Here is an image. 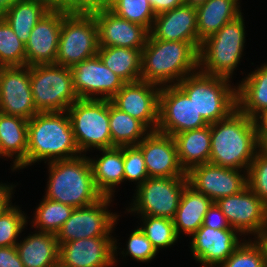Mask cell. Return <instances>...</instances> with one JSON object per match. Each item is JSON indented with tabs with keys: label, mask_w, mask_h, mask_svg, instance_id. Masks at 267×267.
Instances as JSON below:
<instances>
[{
	"label": "cell",
	"mask_w": 267,
	"mask_h": 267,
	"mask_svg": "<svg viewBox=\"0 0 267 267\" xmlns=\"http://www.w3.org/2000/svg\"><path fill=\"white\" fill-rule=\"evenodd\" d=\"M260 149L254 119L238 109L227 118L211 124L209 163L248 171Z\"/></svg>",
	"instance_id": "1"
},
{
	"label": "cell",
	"mask_w": 267,
	"mask_h": 267,
	"mask_svg": "<svg viewBox=\"0 0 267 267\" xmlns=\"http://www.w3.org/2000/svg\"><path fill=\"white\" fill-rule=\"evenodd\" d=\"M198 50L191 42L158 40L149 33L141 53V80L160 87L177 85L199 70Z\"/></svg>",
	"instance_id": "2"
},
{
	"label": "cell",
	"mask_w": 267,
	"mask_h": 267,
	"mask_svg": "<svg viewBox=\"0 0 267 267\" xmlns=\"http://www.w3.org/2000/svg\"><path fill=\"white\" fill-rule=\"evenodd\" d=\"M80 155L66 111L38 112L28 120L27 167Z\"/></svg>",
	"instance_id": "3"
},
{
	"label": "cell",
	"mask_w": 267,
	"mask_h": 267,
	"mask_svg": "<svg viewBox=\"0 0 267 267\" xmlns=\"http://www.w3.org/2000/svg\"><path fill=\"white\" fill-rule=\"evenodd\" d=\"M48 181L43 197L74 208L97 202L103 195L97 190L88 156L47 163Z\"/></svg>",
	"instance_id": "4"
},
{
	"label": "cell",
	"mask_w": 267,
	"mask_h": 267,
	"mask_svg": "<svg viewBox=\"0 0 267 267\" xmlns=\"http://www.w3.org/2000/svg\"><path fill=\"white\" fill-rule=\"evenodd\" d=\"M244 21L241 14L201 42L198 50L201 72L232 79L244 56L247 34Z\"/></svg>",
	"instance_id": "5"
},
{
	"label": "cell",
	"mask_w": 267,
	"mask_h": 267,
	"mask_svg": "<svg viewBox=\"0 0 267 267\" xmlns=\"http://www.w3.org/2000/svg\"><path fill=\"white\" fill-rule=\"evenodd\" d=\"M231 82L198 70L184 77L177 86L190 98L204 120L212 124L227 118L237 109V85L233 86Z\"/></svg>",
	"instance_id": "6"
},
{
	"label": "cell",
	"mask_w": 267,
	"mask_h": 267,
	"mask_svg": "<svg viewBox=\"0 0 267 267\" xmlns=\"http://www.w3.org/2000/svg\"><path fill=\"white\" fill-rule=\"evenodd\" d=\"M98 30L94 15L89 10L63 8V20L55 64L73 67L97 55Z\"/></svg>",
	"instance_id": "7"
},
{
	"label": "cell",
	"mask_w": 267,
	"mask_h": 267,
	"mask_svg": "<svg viewBox=\"0 0 267 267\" xmlns=\"http://www.w3.org/2000/svg\"><path fill=\"white\" fill-rule=\"evenodd\" d=\"M80 153L114 148L109 126L108 99H78L66 111Z\"/></svg>",
	"instance_id": "8"
},
{
	"label": "cell",
	"mask_w": 267,
	"mask_h": 267,
	"mask_svg": "<svg viewBox=\"0 0 267 267\" xmlns=\"http://www.w3.org/2000/svg\"><path fill=\"white\" fill-rule=\"evenodd\" d=\"M30 83L38 112L67 111L79 99L70 67L56 64L30 66Z\"/></svg>",
	"instance_id": "9"
},
{
	"label": "cell",
	"mask_w": 267,
	"mask_h": 267,
	"mask_svg": "<svg viewBox=\"0 0 267 267\" xmlns=\"http://www.w3.org/2000/svg\"><path fill=\"white\" fill-rule=\"evenodd\" d=\"M187 176L149 177L136 187L128 213L157 216L173 220L185 187Z\"/></svg>",
	"instance_id": "10"
},
{
	"label": "cell",
	"mask_w": 267,
	"mask_h": 267,
	"mask_svg": "<svg viewBox=\"0 0 267 267\" xmlns=\"http://www.w3.org/2000/svg\"><path fill=\"white\" fill-rule=\"evenodd\" d=\"M112 200V197L102 196L95 203L75 208L56 234L58 244L84 238L113 236L120 214L108 209Z\"/></svg>",
	"instance_id": "11"
},
{
	"label": "cell",
	"mask_w": 267,
	"mask_h": 267,
	"mask_svg": "<svg viewBox=\"0 0 267 267\" xmlns=\"http://www.w3.org/2000/svg\"><path fill=\"white\" fill-rule=\"evenodd\" d=\"M217 206L241 236H267V205L247 186L241 192L218 199ZM247 234V235H246Z\"/></svg>",
	"instance_id": "12"
},
{
	"label": "cell",
	"mask_w": 267,
	"mask_h": 267,
	"mask_svg": "<svg viewBox=\"0 0 267 267\" xmlns=\"http://www.w3.org/2000/svg\"><path fill=\"white\" fill-rule=\"evenodd\" d=\"M209 125L197 112L190 98L177 86L161 87L158 132L176 135Z\"/></svg>",
	"instance_id": "13"
},
{
	"label": "cell",
	"mask_w": 267,
	"mask_h": 267,
	"mask_svg": "<svg viewBox=\"0 0 267 267\" xmlns=\"http://www.w3.org/2000/svg\"><path fill=\"white\" fill-rule=\"evenodd\" d=\"M118 239L98 236L59 245V262L63 267H112L119 261ZM117 256V257H116Z\"/></svg>",
	"instance_id": "14"
},
{
	"label": "cell",
	"mask_w": 267,
	"mask_h": 267,
	"mask_svg": "<svg viewBox=\"0 0 267 267\" xmlns=\"http://www.w3.org/2000/svg\"><path fill=\"white\" fill-rule=\"evenodd\" d=\"M189 185L213 202L235 195L245 189L247 171L205 163L192 167L187 173Z\"/></svg>",
	"instance_id": "15"
},
{
	"label": "cell",
	"mask_w": 267,
	"mask_h": 267,
	"mask_svg": "<svg viewBox=\"0 0 267 267\" xmlns=\"http://www.w3.org/2000/svg\"><path fill=\"white\" fill-rule=\"evenodd\" d=\"M73 87L79 99L110 100L126 83L98 55L71 67Z\"/></svg>",
	"instance_id": "16"
},
{
	"label": "cell",
	"mask_w": 267,
	"mask_h": 267,
	"mask_svg": "<svg viewBox=\"0 0 267 267\" xmlns=\"http://www.w3.org/2000/svg\"><path fill=\"white\" fill-rule=\"evenodd\" d=\"M160 90V86L142 80L128 82L110 101L120 111L141 121L150 131H156Z\"/></svg>",
	"instance_id": "17"
},
{
	"label": "cell",
	"mask_w": 267,
	"mask_h": 267,
	"mask_svg": "<svg viewBox=\"0 0 267 267\" xmlns=\"http://www.w3.org/2000/svg\"><path fill=\"white\" fill-rule=\"evenodd\" d=\"M0 112L30 120L38 113L30 83V67H0Z\"/></svg>",
	"instance_id": "18"
},
{
	"label": "cell",
	"mask_w": 267,
	"mask_h": 267,
	"mask_svg": "<svg viewBox=\"0 0 267 267\" xmlns=\"http://www.w3.org/2000/svg\"><path fill=\"white\" fill-rule=\"evenodd\" d=\"M89 11L95 17L99 46L144 48L150 33L145 27L117 16L105 4H96Z\"/></svg>",
	"instance_id": "19"
},
{
	"label": "cell",
	"mask_w": 267,
	"mask_h": 267,
	"mask_svg": "<svg viewBox=\"0 0 267 267\" xmlns=\"http://www.w3.org/2000/svg\"><path fill=\"white\" fill-rule=\"evenodd\" d=\"M191 236L190 252L201 267L220 266L245 239L233 228L213 229L204 225Z\"/></svg>",
	"instance_id": "20"
},
{
	"label": "cell",
	"mask_w": 267,
	"mask_h": 267,
	"mask_svg": "<svg viewBox=\"0 0 267 267\" xmlns=\"http://www.w3.org/2000/svg\"><path fill=\"white\" fill-rule=\"evenodd\" d=\"M62 20L63 8H52L37 22L25 44L27 66L55 64Z\"/></svg>",
	"instance_id": "21"
},
{
	"label": "cell",
	"mask_w": 267,
	"mask_h": 267,
	"mask_svg": "<svg viewBox=\"0 0 267 267\" xmlns=\"http://www.w3.org/2000/svg\"><path fill=\"white\" fill-rule=\"evenodd\" d=\"M137 147L143 153L149 177L187 176L179 163L173 136L151 131Z\"/></svg>",
	"instance_id": "22"
},
{
	"label": "cell",
	"mask_w": 267,
	"mask_h": 267,
	"mask_svg": "<svg viewBox=\"0 0 267 267\" xmlns=\"http://www.w3.org/2000/svg\"><path fill=\"white\" fill-rule=\"evenodd\" d=\"M150 34L158 40L191 42L199 49L196 9L183 4L157 14Z\"/></svg>",
	"instance_id": "23"
},
{
	"label": "cell",
	"mask_w": 267,
	"mask_h": 267,
	"mask_svg": "<svg viewBox=\"0 0 267 267\" xmlns=\"http://www.w3.org/2000/svg\"><path fill=\"white\" fill-rule=\"evenodd\" d=\"M27 133L28 120L0 112L1 156L13 159L12 172L27 168Z\"/></svg>",
	"instance_id": "24"
},
{
	"label": "cell",
	"mask_w": 267,
	"mask_h": 267,
	"mask_svg": "<svg viewBox=\"0 0 267 267\" xmlns=\"http://www.w3.org/2000/svg\"><path fill=\"white\" fill-rule=\"evenodd\" d=\"M99 151L100 157H88L94 183L103 196L113 198L116 187L124 182V146Z\"/></svg>",
	"instance_id": "25"
},
{
	"label": "cell",
	"mask_w": 267,
	"mask_h": 267,
	"mask_svg": "<svg viewBox=\"0 0 267 267\" xmlns=\"http://www.w3.org/2000/svg\"><path fill=\"white\" fill-rule=\"evenodd\" d=\"M21 240L16 247L24 267H56L58 265L59 244L55 234L34 231Z\"/></svg>",
	"instance_id": "26"
},
{
	"label": "cell",
	"mask_w": 267,
	"mask_h": 267,
	"mask_svg": "<svg viewBox=\"0 0 267 267\" xmlns=\"http://www.w3.org/2000/svg\"><path fill=\"white\" fill-rule=\"evenodd\" d=\"M238 83L236 86L237 109L254 119L267 109V62L248 73Z\"/></svg>",
	"instance_id": "27"
},
{
	"label": "cell",
	"mask_w": 267,
	"mask_h": 267,
	"mask_svg": "<svg viewBox=\"0 0 267 267\" xmlns=\"http://www.w3.org/2000/svg\"><path fill=\"white\" fill-rule=\"evenodd\" d=\"M212 203L210 198L188 184L173 218L177 236L179 237L181 233L189 235L190 238L203 225L205 214Z\"/></svg>",
	"instance_id": "28"
},
{
	"label": "cell",
	"mask_w": 267,
	"mask_h": 267,
	"mask_svg": "<svg viewBox=\"0 0 267 267\" xmlns=\"http://www.w3.org/2000/svg\"><path fill=\"white\" fill-rule=\"evenodd\" d=\"M178 160L187 173L192 167L209 163L211 153V124L173 135Z\"/></svg>",
	"instance_id": "29"
},
{
	"label": "cell",
	"mask_w": 267,
	"mask_h": 267,
	"mask_svg": "<svg viewBox=\"0 0 267 267\" xmlns=\"http://www.w3.org/2000/svg\"><path fill=\"white\" fill-rule=\"evenodd\" d=\"M240 0H208L196 9L199 40L218 32L226 23L243 14Z\"/></svg>",
	"instance_id": "30"
},
{
	"label": "cell",
	"mask_w": 267,
	"mask_h": 267,
	"mask_svg": "<svg viewBox=\"0 0 267 267\" xmlns=\"http://www.w3.org/2000/svg\"><path fill=\"white\" fill-rule=\"evenodd\" d=\"M52 6L45 0H18L2 17L11 26L17 37L26 44L32 29Z\"/></svg>",
	"instance_id": "31"
},
{
	"label": "cell",
	"mask_w": 267,
	"mask_h": 267,
	"mask_svg": "<svg viewBox=\"0 0 267 267\" xmlns=\"http://www.w3.org/2000/svg\"><path fill=\"white\" fill-rule=\"evenodd\" d=\"M142 49L99 46L97 55L112 72L126 83L141 80Z\"/></svg>",
	"instance_id": "32"
},
{
	"label": "cell",
	"mask_w": 267,
	"mask_h": 267,
	"mask_svg": "<svg viewBox=\"0 0 267 267\" xmlns=\"http://www.w3.org/2000/svg\"><path fill=\"white\" fill-rule=\"evenodd\" d=\"M109 126L114 147L137 146L151 132L141 121L116 108L110 100Z\"/></svg>",
	"instance_id": "33"
},
{
	"label": "cell",
	"mask_w": 267,
	"mask_h": 267,
	"mask_svg": "<svg viewBox=\"0 0 267 267\" xmlns=\"http://www.w3.org/2000/svg\"><path fill=\"white\" fill-rule=\"evenodd\" d=\"M74 209L72 206L44 197L38 207L35 208V213L30 223L32 229L36 228L35 231L56 235Z\"/></svg>",
	"instance_id": "34"
},
{
	"label": "cell",
	"mask_w": 267,
	"mask_h": 267,
	"mask_svg": "<svg viewBox=\"0 0 267 267\" xmlns=\"http://www.w3.org/2000/svg\"><path fill=\"white\" fill-rule=\"evenodd\" d=\"M140 230L151 241L154 249L159 253L161 249L174 246L178 241L174 222L168 218L157 216H139Z\"/></svg>",
	"instance_id": "35"
},
{
	"label": "cell",
	"mask_w": 267,
	"mask_h": 267,
	"mask_svg": "<svg viewBox=\"0 0 267 267\" xmlns=\"http://www.w3.org/2000/svg\"><path fill=\"white\" fill-rule=\"evenodd\" d=\"M105 5L117 16L151 31L156 14L148 0H108Z\"/></svg>",
	"instance_id": "36"
},
{
	"label": "cell",
	"mask_w": 267,
	"mask_h": 267,
	"mask_svg": "<svg viewBox=\"0 0 267 267\" xmlns=\"http://www.w3.org/2000/svg\"><path fill=\"white\" fill-rule=\"evenodd\" d=\"M25 44L8 22L0 16V67L25 66Z\"/></svg>",
	"instance_id": "37"
},
{
	"label": "cell",
	"mask_w": 267,
	"mask_h": 267,
	"mask_svg": "<svg viewBox=\"0 0 267 267\" xmlns=\"http://www.w3.org/2000/svg\"><path fill=\"white\" fill-rule=\"evenodd\" d=\"M28 216L12 202L0 214V247L16 246L28 224ZM20 236V237H19Z\"/></svg>",
	"instance_id": "38"
},
{
	"label": "cell",
	"mask_w": 267,
	"mask_h": 267,
	"mask_svg": "<svg viewBox=\"0 0 267 267\" xmlns=\"http://www.w3.org/2000/svg\"><path fill=\"white\" fill-rule=\"evenodd\" d=\"M218 267H266L264 237L252 240L250 237Z\"/></svg>",
	"instance_id": "39"
},
{
	"label": "cell",
	"mask_w": 267,
	"mask_h": 267,
	"mask_svg": "<svg viewBox=\"0 0 267 267\" xmlns=\"http://www.w3.org/2000/svg\"><path fill=\"white\" fill-rule=\"evenodd\" d=\"M248 187L267 205V153L260 149L247 171Z\"/></svg>",
	"instance_id": "40"
},
{
	"label": "cell",
	"mask_w": 267,
	"mask_h": 267,
	"mask_svg": "<svg viewBox=\"0 0 267 267\" xmlns=\"http://www.w3.org/2000/svg\"><path fill=\"white\" fill-rule=\"evenodd\" d=\"M126 243V249L123 248L120 251L123 257L130 256L137 262L146 263L152 261L157 255V251L152 246L151 241L138 226L130 233Z\"/></svg>",
	"instance_id": "41"
},
{
	"label": "cell",
	"mask_w": 267,
	"mask_h": 267,
	"mask_svg": "<svg viewBox=\"0 0 267 267\" xmlns=\"http://www.w3.org/2000/svg\"><path fill=\"white\" fill-rule=\"evenodd\" d=\"M149 178L142 151L137 146H124V181L140 186Z\"/></svg>",
	"instance_id": "42"
},
{
	"label": "cell",
	"mask_w": 267,
	"mask_h": 267,
	"mask_svg": "<svg viewBox=\"0 0 267 267\" xmlns=\"http://www.w3.org/2000/svg\"><path fill=\"white\" fill-rule=\"evenodd\" d=\"M203 225L213 229L232 228L226 216L215 202H213L208 208L204 217Z\"/></svg>",
	"instance_id": "43"
},
{
	"label": "cell",
	"mask_w": 267,
	"mask_h": 267,
	"mask_svg": "<svg viewBox=\"0 0 267 267\" xmlns=\"http://www.w3.org/2000/svg\"><path fill=\"white\" fill-rule=\"evenodd\" d=\"M52 8L73 10H90L97 3L94 0H45Z\"/></svg>",
	"instance_id": "44"
},
{
	"label": "cell",
	"mask_w": 267,
	"mask_h": 267,
	"mask_svg": "<svg viewBox=\"0 0 267 267\" xmlns=\"http://www.w3.org/2000/svg\"><path fill=\"white\" fill-rule=\"evenodd\" d=\"M0 267H24L16 246L0 247Z\"/></svg>",
	"instance_id": "45"
},
{
	"label": "cell",
	"mask_w": 267,
	"mask_h": 267,
	"mask_svg": "<svg viewBox=\"0 0 267 267\" xmlns=\"http://www.w3.org/2000/svg\"><path fill=\"white\" fill-rule=\"evenodd\" d=\"M257 136L260 145L262 146L267 141V109L259 113L255 118Z\"/></svg>",
	"instance_id": "46"
},
{
	"label": "cell",
	"mask_w": 267,
	"mask_h": 267,
	"mask_svg": "<svg viewBox=\"0 0 267 267\" xmlns=\"http://www.w3.org/2000/svg\"><path fill=\"white\" fill-rule=\"evenodd\" d=\"M153 8V12L157 15L162 12L172 10L183 5L184 0H148Z\"/></svg>",
	"instance_id": "47"
},
{
	"label": "cell",
	"mask_w": 267,
	"mask_h": 267,
	"mask_svg": "<svg viewBox=\"0 0 267 267\" xmlns=\"http://www.w3.org/2000/svg\"><path fill=\"white\" fill-rule=\"evenodd\" d=\"M15 187L16 185L13 183H6L0 186V214L11 203L12 196L14 195L13 190H15Z\"/></svg>",
	"instance_id": "48"
},
{
	"label": "cell",
	"mask_w": 267,
	"mask_h": 267,
	"mask_svg": "<svg viewBox=\"0 0 267 267\" xmlns=\"http://www.w3.org/2000/svg\"><path fill=\"white\" fill-rule=\"evenodd\" d=\"M208 0H184L183 4L190 6L193 9H198L203 6Z\"/></svg>",
	"instance_id": "49"
},
{
	"label": "cell",
	"mask_w": 267,
	"mask_h": 267,
	"mask_svg": "<svg viewBox=\"0 0 267 267\" xmlns=\"http://www.w3.org/2000/svg\"><path fill=\"white\" fill-rule=\"evenodd\" d=\"M18 0H0V16H2Z\"/></svg>",
	"instance_id": "50"
},
{
	"label": "cell",
	"mask_w": 267,
	"mask_h": 267,
	"mask_svg": "<svg viewBox=\"0 0 267 267\" xmlns=\"http://www.w3.org/2000/svg\"><path fill=\"white\" fill-rule=\"evenodd\" d=\"M265 266L267 267V236L264 237Z\"/></svg>",
	"instance_id": "51"
},
{
	"label": "cell",
	"mask_w": 267,
	"mask_h": 267,
	"mask_svg": "<svg viewBox=\"0 0 267 267\" xmlns=\"http://www.w3.org/2000/svg\"><path fill=\"white\" fill-rule=\"evenodd\" d=\"M261 149L267 153V141L261 146Z\"/></svg>",
	"instance_id": "52"
},
{
	"label": "cell",
	"mask_w": 267,
	"mask_h": 267,
	"mask_svg": "<svg viewBox=\"0 0 267 267\" xmlns=\"http://www.w3.org/2000/svg\"><path fill=\"white\" fill-rule=\"evenodd\" d=\"M97 4H105L106 0H94Z\"/></svg>",
	"instance_id": "53"
},
{
	"label": "cell",
	"mask_w": 267,
	"mask_h": 267,
	"mask_svg": "<svg viewBox=\"0 0 267 267\" xmlns=\"http://www.w3.org/2000/svg\"><path fill=\"white\" fill-rule=\"evenodd\" d=\"M0 158H2V157H1V142H0Z\"/></svg>",
	"instance_id": "54"
}]
</instances>
